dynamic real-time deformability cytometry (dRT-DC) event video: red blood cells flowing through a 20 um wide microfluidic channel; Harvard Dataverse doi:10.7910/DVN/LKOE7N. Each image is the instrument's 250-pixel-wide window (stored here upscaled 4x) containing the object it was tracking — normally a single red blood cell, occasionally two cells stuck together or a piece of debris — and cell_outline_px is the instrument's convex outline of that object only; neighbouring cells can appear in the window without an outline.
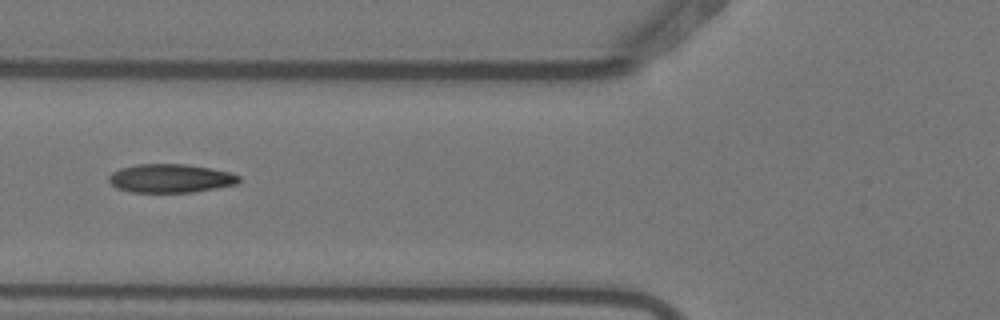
{"species": "Egyptian fruit bat (a non-hibernating species)", "species_latin": "Rousettus aegyptiacus", "temperature_condition": "warm", "stored_images_in_passage": 5, "camera_frame_rate_fps": 3000, "um_per_image_px": 0.085, "animal": {"sex": "female"}, "frame": {"image": 1, "passage_image": 5, "time_ms": 1.333, "image_size_px": [1000, 320], "cell_outline_px": [[240, 180], [236, 184], [216, 188], [192, 192], [132, 192], [116, 188], [108, 180], [108, 176], [112, 172], [120, 168], [136, 164], [184, 164], [212, 168], [228, 172], [240, 176]], "centroid_in_image_um": [14.47, 15.15], "position_along_channel_um": 111.3, "area_um2": 21.68}}